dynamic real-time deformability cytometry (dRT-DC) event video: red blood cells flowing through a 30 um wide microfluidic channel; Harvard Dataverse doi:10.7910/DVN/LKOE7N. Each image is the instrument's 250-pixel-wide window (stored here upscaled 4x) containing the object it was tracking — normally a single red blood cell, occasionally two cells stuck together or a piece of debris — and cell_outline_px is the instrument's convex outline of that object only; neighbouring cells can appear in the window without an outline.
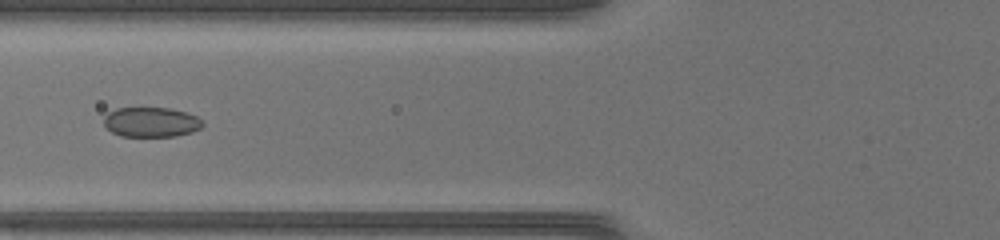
{"species": "common noctule bat (a hibernating species)", "species_latin": "Nyctalus noctula", "temperature_condition": "warm", "stored_images_in_passage": 46, "camera_frame_rate_fps": 3000, "um_per_image_px": 0.085, "animal": {"sex": "female", "body_mass_g": 17.0, "forearm_length_mm": 48.0}, "frame": {"image": 1, "passage_image": 19, "time_ms": 6.0, "image_size_px": [1000, 240], "cell_outline_px": [[204, 124], [200, 128], [192, 132], [176, 136], [120, 136], [112, 132], [104, 124], [104, 116], [108, 112], [116, 108], [168, 108], [184, 112], [196, 116], [204, 120]], "centroid_in_image_um": [12.85, 10.38], "position_along_channel_um": 112.9, "area_um2": 17.17}}
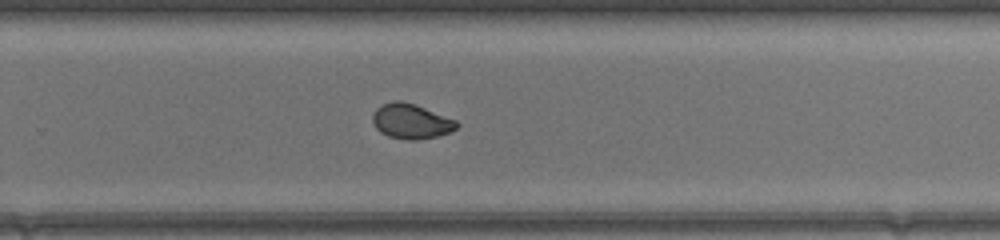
{"frame": {"image": 2, "passage_image": 31, "time_ms": 10.0, "image_size_px": [1000, 240], "cell_outline_px": [[460, 124], [456, 128], [448, 132], [436, 136], [416, 140], [408, 140], [388, 136], [380, 132], [376, 128], [372, 120], [372, 116], [376, 108], [392, 100], [400, 100], [416, 104], [456, 120]], "centroid_in_image_um": [34.93, 10.3], "position_along_channel_um": 294.9, "area_um2": 17.11}}
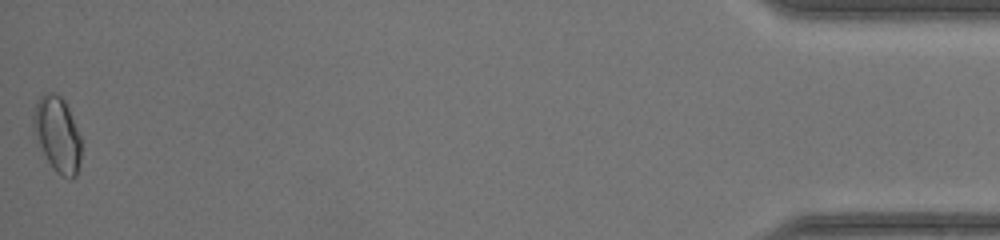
{"frame": {"image": 3, "passage_image": 46, "time_ms": 15.0, "image_size_px": [1000, 240], "cell_outline_px": [[80, 160], [76, 176], [72, 180], [60, 176], [52, 168], [36, 140], [32, 128], [32, 116], [36, 104], [40, 96], [44, 92], [56, 92], [64, 100], [68, 108], [80, 136]], "centroid_in_image_um": [4.85, 11.43], "position_along_channel_um": 430.3, "area_um2": 21.15}}